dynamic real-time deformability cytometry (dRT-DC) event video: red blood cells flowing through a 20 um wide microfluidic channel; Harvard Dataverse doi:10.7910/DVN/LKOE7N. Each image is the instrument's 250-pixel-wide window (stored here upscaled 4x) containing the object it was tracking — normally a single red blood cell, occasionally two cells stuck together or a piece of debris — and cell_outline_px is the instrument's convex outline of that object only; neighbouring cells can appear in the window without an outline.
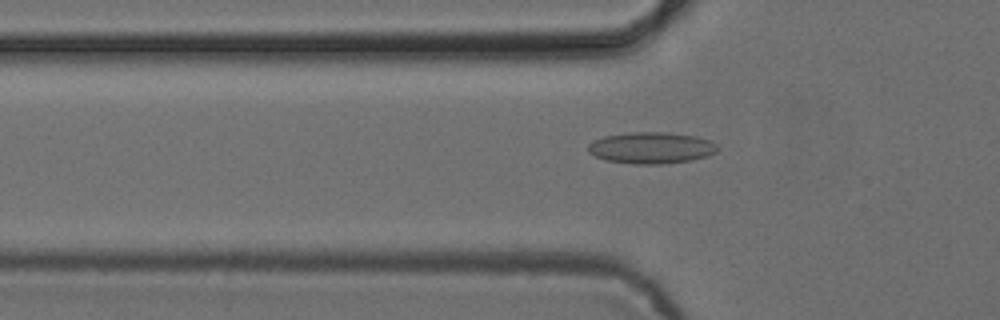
{"species": "common noctule bat (a hibernating species)", "species_latin": "Nyctalus noctula", "temperature_condition": "cold", "stored_images_in_passage": 52, "camera_frame_rate_fps": 3000, "um_per_image_px": 0.085, "animal": {"sex": "female", "body_mass_g": 24.6, "forearm_length_mm": 56.2}, "frame": {"image": 1, "passage_image": 17, "time_ms": 5.333, "image_size_px": [1000, 320], "cell_outline_px": [[720, 148], [716, 152], [708, 156], [692, 160], [660, 164], [632, 164], [604, 160], [588, 152], [588, 144], [592, 140], [604, 136], [632, 132], [664, 132], [696, 136], [712, 140]], "centroid_in_image_um": [55.37, 12.57], "position_along_channel_um": 70.4, "area_um2": 23.99}}
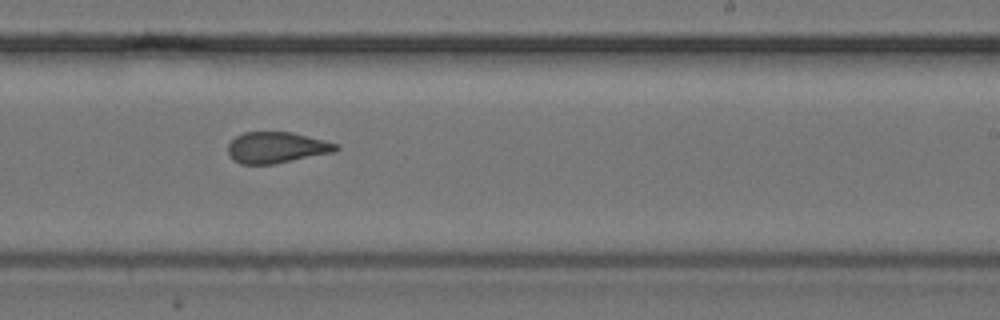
{"frame": {"image": 2, "passage_image": 32, "time_ms": 10.333, "image_size_px": [1000, 320], "cell_outline_px": [[340, 148], [336, 152], [272, 164], [240, 164], [232, 160], [228, 152], [228, 144], [236, 136], [244, 132], [292, 132], [340, 144]], "centroid_in_image_um": [23.53, 12.54], "position_along_channel_um": 265.5, "area_um2": 19.71}}
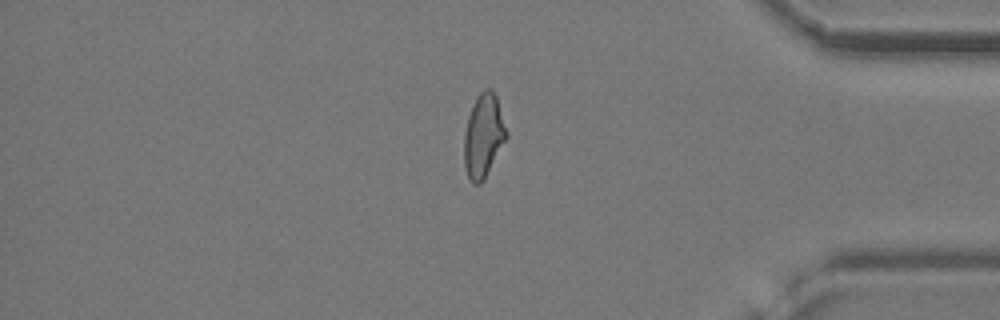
{"frame": {"image": 3, "passage_image": 44, "time_ms": 14.333, "image_size_px": [1000, 320], "cell_outline_px": [[508, 136], [484, 180], [480, 184], [472, 184], [468, 180], [464, 164], [464, 132], [468, 116], [472, 104], [476, 96], [484, 88], [492, 88], [496, 96], [508, 132]], "centroid_in_image_um": [41.09, 11.54], "position_along_channel_um": 394.1, "area_um2": 20.92}, "authors_computed_cell_mechanics": {"area_um2": 21.0681, "velocity_mm_per_s": 3.885, "shape_relaxation_time_tau1_ms": null, "shape_relaxation_time_tau2_ms": 1.3961, "deformation_change_tau1": null, "deformation_change_tau2": 0.0755}}